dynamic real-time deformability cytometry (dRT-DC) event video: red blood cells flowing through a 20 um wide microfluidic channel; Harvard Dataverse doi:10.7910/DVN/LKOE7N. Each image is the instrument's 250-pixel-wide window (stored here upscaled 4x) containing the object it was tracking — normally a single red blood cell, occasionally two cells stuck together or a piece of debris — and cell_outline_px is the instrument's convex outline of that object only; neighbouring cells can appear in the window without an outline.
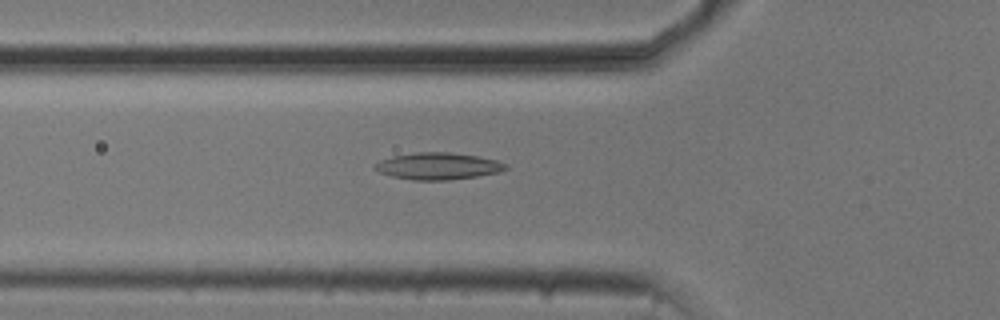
{"species": "common noctule bat (a hibernating species)", "species_latin": "Nyctalus noctula", "temperature_condition": "cold", "stored_images_in_passage": 53, "camera_frame_rate_fps": 3000, "um_per_image_px": 0.085, "animal": {"sex": "male", "body_mass_g": 20.5, "forearm_length_mm": 52.5}, "frame": {"image": 1, "passage_image": 18, "time_ms": 5.667, "image_size_px": [1000, 320], "cell_outline_px": [[508, 168], [500, 172], [476, 176], [448, 180], [412, 180], [392, 176], [380, 172], [372, 168], [380, 160], [392, 156], [416, 152], [448, 152], [476, 156], [496, 160], [508, 164]], "centroid_in_image_um": [37.23, 14.12], "position_along_channel_um": 88.6, "area_um2": 20.4}}
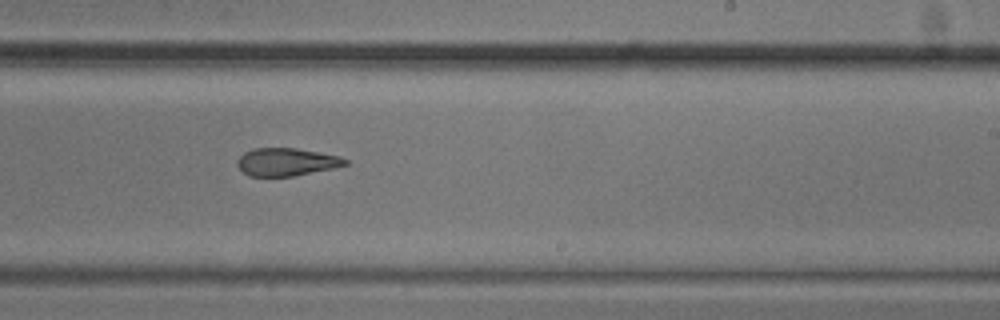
{"frame": {"image": 2, "passage_image": 32, "time_ms": 10.333, "image_size_px": [1000, 320], "cell_outline_px": [[348, 164], [332, 168], [292, 176], [248, 176], [236, 164], [236, 160], [244, 152], [252, 148], [296, 148], [340, 156], [348, 160]], "centroid_in_image_um": [24.32, 13.75], "position_along_channel_um": 264.7, "area_um2": 17.4}}
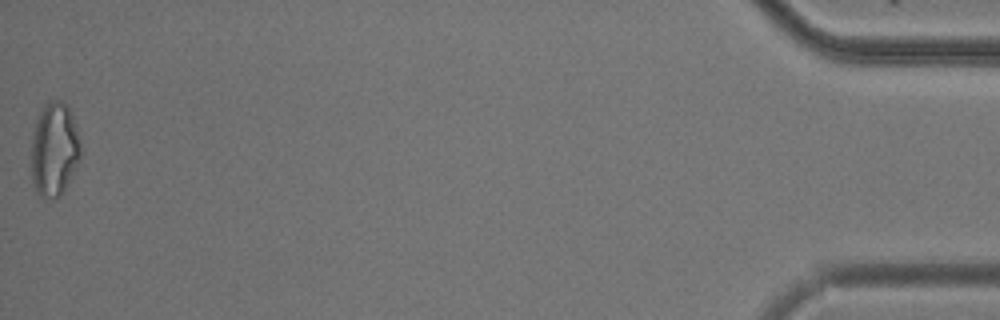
{"frame": {"image": 3, "passage_image": 53, "time_ms": 17.333, "image_size_px": [1000, 320], "cell_outline_px": [[80, 160], [60, 196], [52, 200], [40, 196], [36, 192], [32, 184], [32, 132], [36, 120], [44, 104], [48, 100], [60, 100], [68, 104], [76, 124], [80, 144]], "centroid_in_image_um": [4.61, 12.68], "position_along_channel_um": 430.6, "area_um2": 27.28}, "authors_computed_cell_mechanics": {"area_um2": 20.1722, "velocity_mm_per_s": 3.7564, "shape_relaxation_time_tau1_ms": 10.4841, "shape_relaxation_time_tau2_ms": 4.4003, "deformation_change_tau1": 0.1876, "deformation_change_tau2": 0.1325}}